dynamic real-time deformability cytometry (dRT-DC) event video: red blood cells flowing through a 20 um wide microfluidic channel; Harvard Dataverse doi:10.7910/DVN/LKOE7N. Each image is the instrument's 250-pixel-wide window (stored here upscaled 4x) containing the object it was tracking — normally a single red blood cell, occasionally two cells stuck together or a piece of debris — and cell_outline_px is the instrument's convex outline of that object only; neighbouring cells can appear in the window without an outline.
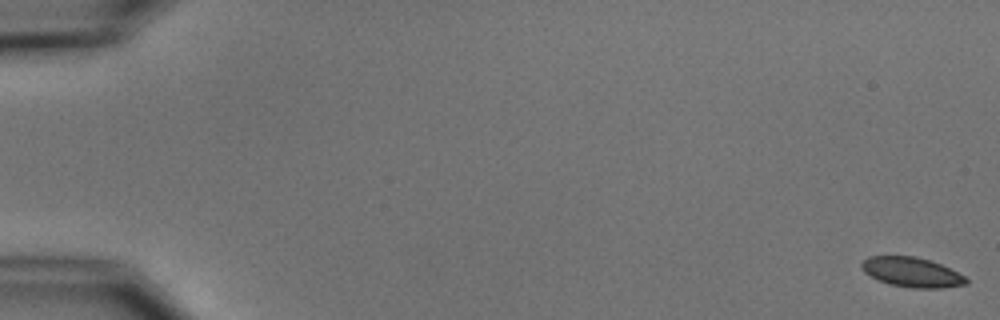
{"species": "common noctule bat (a hibernating species)", "species_latin": "Nyctalus noctula", "temperature_condition": "cold", "stored_images_in_passage": 8, "camera_frame_rate_fps": 3000, "um_per_image_px": 0.085, "animal": {"sex": "male", "body_mass_g": 15.6}, "frame": {"image": 1, "passage_image": 1, "time_ms": 0.0, "image_size_px": [1000, 320], "cell_outline_px": [[968, 284], [944, 288], [912, 288], [888, 284], [876, 280], [864, 272], [860, 268], [860, 264], [868, 256], [916, 256], [940, 264], [964, 276], [968, 280]], "centroid_in_image_um": [77.46, 23.15], "position_along_channel_um": 7.5, "area_um2": 18.21}}
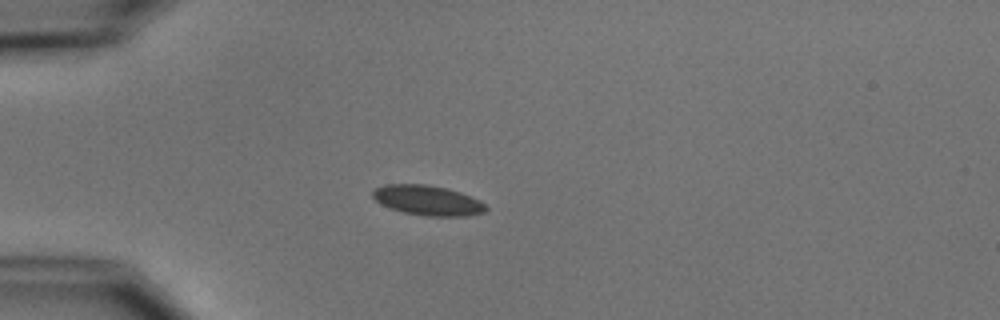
{"frame": {"image": 2, "passage_image": 5, "time_ms": 5.0, "image_size_px": [1000, 320], "cell_outline_px": [[488, 208], [484, 212], [468, 216], [424, 216], [404, 212], [380, 204], [372, 196], [372, 192], [376, 188], [384, 184], [428, 184], [460, 192], [480, 200]], "centroid_in_image_um": [36.35, 17.03], "position_along_channel_um": 48.6, "area_um2": 19.71}}